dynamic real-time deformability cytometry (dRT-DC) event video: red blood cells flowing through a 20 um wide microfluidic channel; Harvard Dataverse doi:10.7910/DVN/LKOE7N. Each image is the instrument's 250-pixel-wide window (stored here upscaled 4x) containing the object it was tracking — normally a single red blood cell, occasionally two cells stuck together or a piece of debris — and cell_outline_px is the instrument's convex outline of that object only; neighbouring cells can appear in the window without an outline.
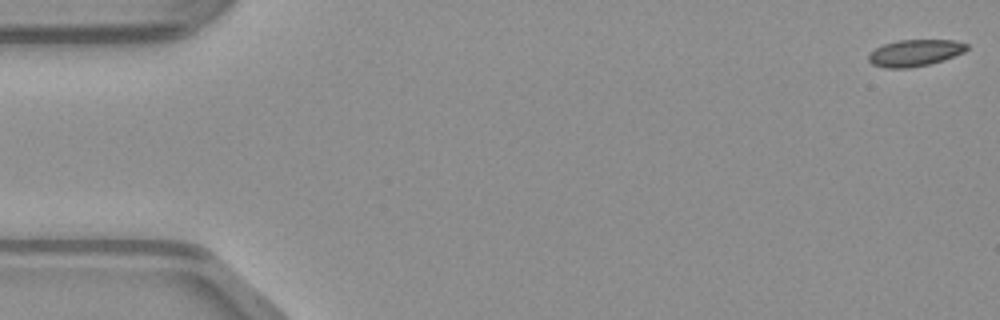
{"species": "common noctule bat (a hibernating species)", "species_latin": "Nyctalus noctula", "temperature_condition": "warm", "stored_images_in_passage": 49, "camera_frame_rate_fps": 3000, "um_per_image_px": 0.085, "animal": {"sex": "male", "body_mass_g": 23.1, "forearm_length_mm": 52.7}, "frame": {"image": 1, "passage_image": 1, "time_ms": 0.0, "image_size_px": [1000, 320], "cell_outline_px": [[968, 48], [964, 52], [944, 60], [928, 64], [908, 68], [884, 68], [872, 64], [868, 60], [868, 56], [876, 48], [884, 44], [896, 40], [952, 40], [968, 44]], "centroid_in_image_um": [77.77, 4.49], "position_along_channel_um": 7.2, "area_um2": 15.2}}
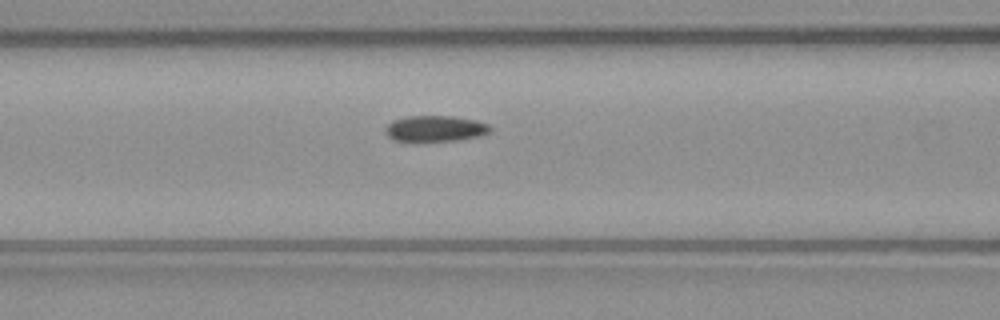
{"frame": {"image": 2, "passage_image": 20, "time_ms": 6.333, "image_size_px": [1000, 320], "cell_outline_px": [[492, 128], [488, 132], [480, 136], [456, 140], [424, 144], [412, 144], [392, 140], [384, 132], [384, 128], [392, 120], [408, 116], [452, 116], [476, 120], [488, 124]], "centroid_in_image_um": [36.9, 10.98], "position_along_channel_um": 129.7, "area_um2": 16.76}}
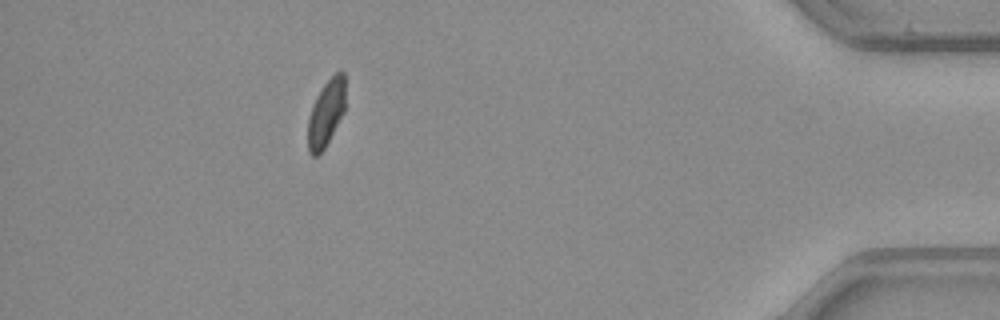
{"frame": {"image": 3, "passage_image": 44, "time_ms": 14.333, "image_size_px": [1000, 320], "cell_outline_px": [[344, 112], [324, 148], [316, 156], [312, 156], [308, 152], [308, 116], [316, 96], [324, 84], [336, 72], [344, 72]], "centroid_in_image_um": [27.69, 9.63], "position_along_channel_um": 407.5, "area_um2": 14.28}}